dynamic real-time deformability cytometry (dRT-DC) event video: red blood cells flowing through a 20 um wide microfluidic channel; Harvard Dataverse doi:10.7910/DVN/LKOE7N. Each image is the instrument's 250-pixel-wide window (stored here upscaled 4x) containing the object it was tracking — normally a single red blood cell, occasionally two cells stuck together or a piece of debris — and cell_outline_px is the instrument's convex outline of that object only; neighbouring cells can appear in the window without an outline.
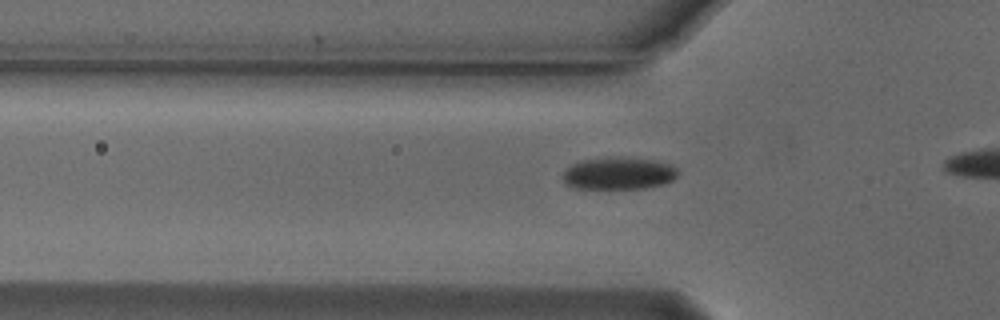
{"species": "Egyptian fruit bat (a non-hibernating species)", "species_latin": "Rousettus aegyptiacus", "temperature_condition": "cold", "stored_images_in_passage": 16, "camera_frame_rate_fps": 3000, "um_per_image_px": 0.085, "animal": {"sex": "male"}, "frame": {"image": 1, "passage_image": 10, "time_ms": 3.0, "image_size_px": [1000, 320], "cell_outline_px": [[676, 176], [672, 180], [664, 184], [644, 188], [576, 188], [564, 184], [564, 172], [572, 164], [580, 160], [612, 156], [624, 156], [652, 160], [668, 164], [676, 168]], "centroid_in_image_um": [52.56, 14.72], "position_along_channel_um": 73.2, "area_um2": 21.62}}
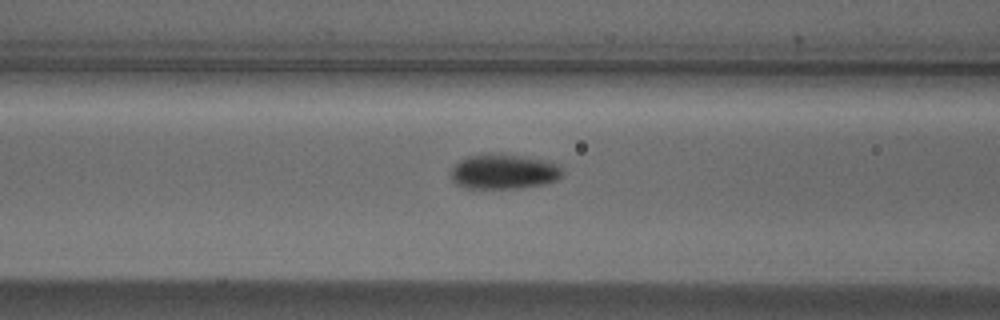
{"frame": {"image": 2, "passage_image": 14, "time_ms": 4.333, "image_size_px": [1000, 320], "cell_outline_px": [[564, 172], [556, 180], [544, 184], [516, 188], [468, 188], [456, 184], [452, 180], [452, 168], [460, 160], [468, 156], [516, 156], [540, 160], [556, 164]], "centroid_in_image_um": [42.81, 14.63], "position_along_channel_um": 123.8, "area_um2": 21.62}}